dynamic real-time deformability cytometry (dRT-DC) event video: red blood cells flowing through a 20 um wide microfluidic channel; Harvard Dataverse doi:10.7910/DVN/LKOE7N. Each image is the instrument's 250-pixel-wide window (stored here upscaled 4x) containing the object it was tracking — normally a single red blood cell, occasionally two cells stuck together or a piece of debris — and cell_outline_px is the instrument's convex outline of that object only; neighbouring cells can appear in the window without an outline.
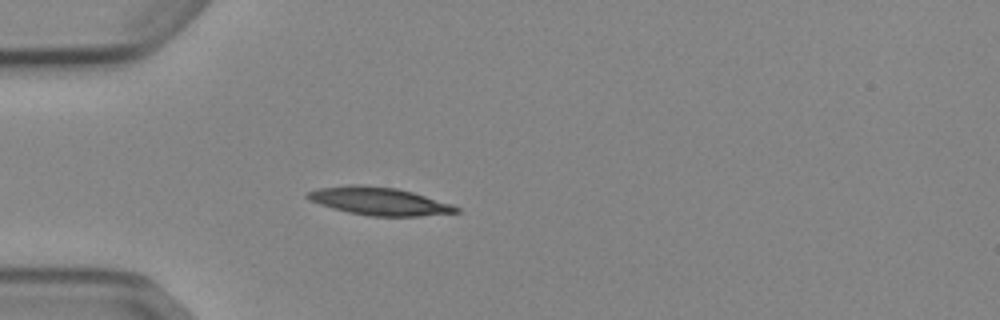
{"species": "Egyptian fruit bat (a non-hibernating species)", "species_latin": "Rousettus aegyptiacus", "temperature_condition": "cold", "stored_images_in_passage": 35, "camera_frame_rate_fps": 3000, "um_per_image_px": 0.085, "animal": {"sex": "female"}, "frame": {"image": 1, "passage_image": 1, "time_ms": 0.0, "image_size_px": [1000, 320], "cell_outline_px": [[460, 212], [420, 216], [368, 216], [348, 212], [332, 208], [308, 200], [304, 196], [304, 192], [316, 188], [348, 184], [360, 184], [396, 188], [412, 192], [452, 204], [460, 208]], "centroid_in_image_um": [32.16, 17.09], "position_along_channel_um": 52.8, "area_um2": 24.39}}
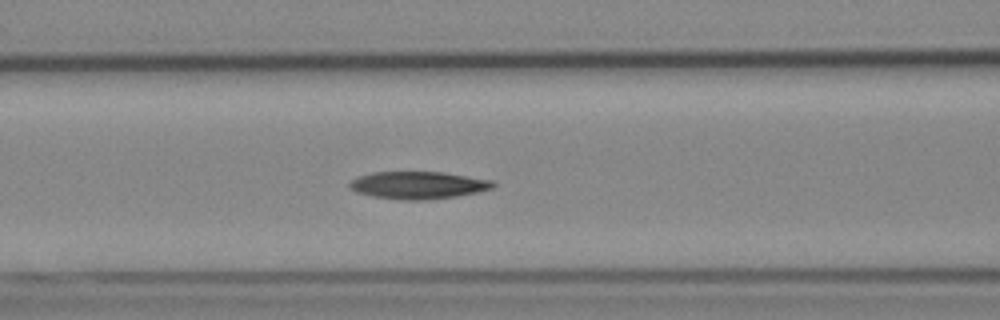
{"frame": {"image": 2, "passage_image": 8, "time_ms": 2.333, "image_size_px": [1000, 320], "cell_outline_px": [[496, 184], [492, 188], [476, 192], [456, 196], [424, 200], [400, 200], [372, 196], [356, 192], [348, 184], [352, 180], [360, 176], [372, 172], [444, 172], [492, 180]], "centroid_in_image_um": [35.55, 15.74], "position_along_channel_um": 131.1, "area_um2": 22.77}}
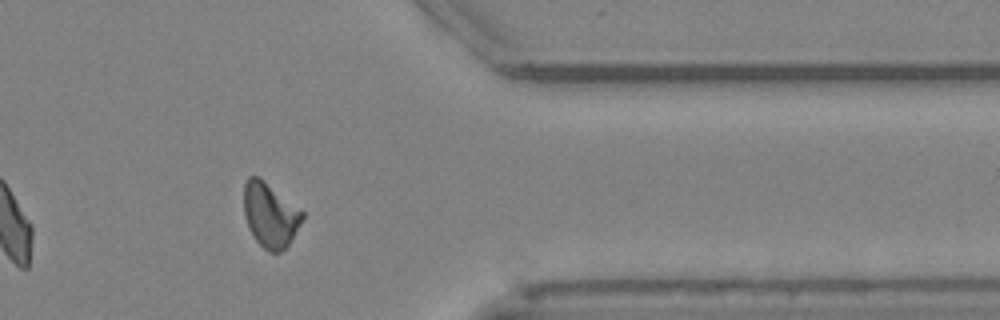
{"frame": {"image": 3, "passage_image": 29, "time_ms": 9.333, "image_size_px": [1000, 320], "cell_outline_px": [[304, 216], [300, 224], [288, 244], [280, 252], [272, 252], [264, 248], [256, 240], [248, 228], [244, 216], [244, 184], [248, 176], [260, 176], [304, 212]], "centroid_in_image_um": [22.94, 18.23], "position_along_channel_um": 388.5, "area_um2": 21.91}, "authors_computed_cell_mechanics": {"area_um2": 22.3686, "velocity_mm_per_s": 3.8715, "shape_relaxation_time_tau1_ms": 10.1955, "shape_relaxation_time_tau2_ms": null, "deformation_change_tau1": 0.2139, "deformation_change_tau2": null}}